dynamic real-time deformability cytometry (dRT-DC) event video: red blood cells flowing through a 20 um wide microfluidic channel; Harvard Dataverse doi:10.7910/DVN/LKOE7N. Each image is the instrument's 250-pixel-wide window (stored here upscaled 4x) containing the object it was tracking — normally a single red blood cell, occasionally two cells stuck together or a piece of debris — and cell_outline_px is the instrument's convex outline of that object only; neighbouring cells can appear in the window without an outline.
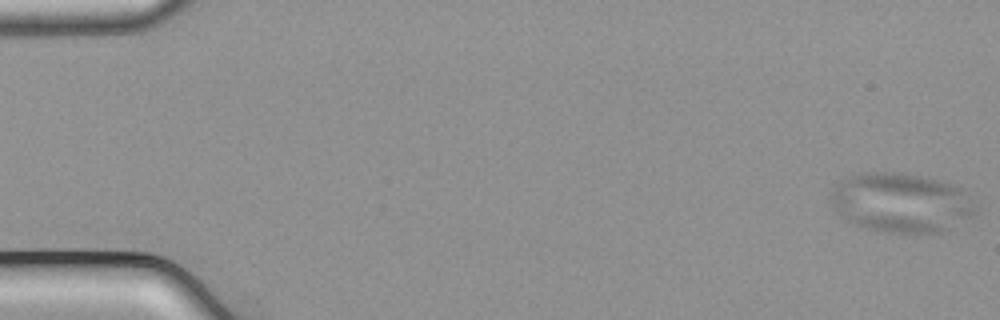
{"species": "common noctule bat (a hibernating species)", "species_latin": "Nyctalus noctula", "temperature_condition": "cold", "stored_images_in_passage": 54, "camera_frame_rate_fps": 3000, "um_per_image_px": 0.085, "animal": {"sex": "male", "body_mass_g": 21.5, "forearm_length_mm": 52.0}, "frame": {"image": 1, "passage_image": 1, "time_ms": 0.0, "image_size_px": [1000, 320], "cell_outline_px": [[976, 212], [948, 228], [940, 232], [928, 236], [904, 236], [880, 232], [856, 224], [848, 220], [832, 204], [832, 192], [836, 184], [840, 180], [852, 176], [872, 172], [904, 172], [936, 180], [960, 188], [968, 196]], "centroid_in_image_um": [76.59, 17.28], "position_along_channel_um": 8.4, "area_um2": 49.94}}
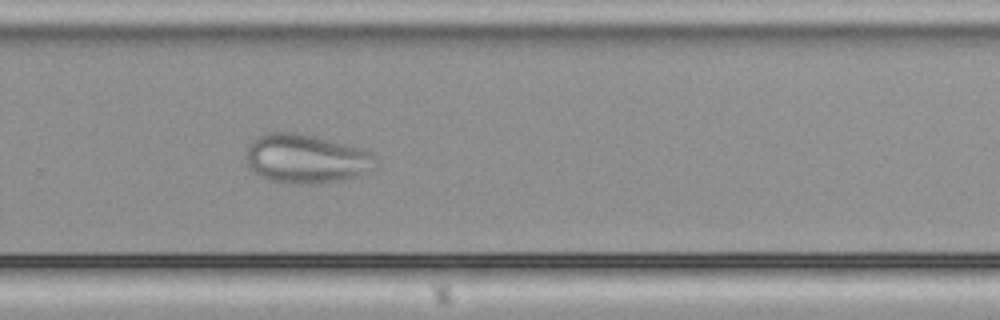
{"frame": {"image": 2, "passage_image": 37, "time_ms": 12.0, "image_size_px": [1000, 320], "cell_outline_px": [[380, 156], [372, 172], [344, 180], [316, 184], [288, 184], [268, 180], [256, 176], [248, 168], [244, 156], [248, 144], [256, 136], [264, 132], [296, 132], [348, 144], [364, 148]], "centroid_in_image_um": [26.02, 13.5], "position_along_channel_um": 303.8, "area_um2": 38.49}}
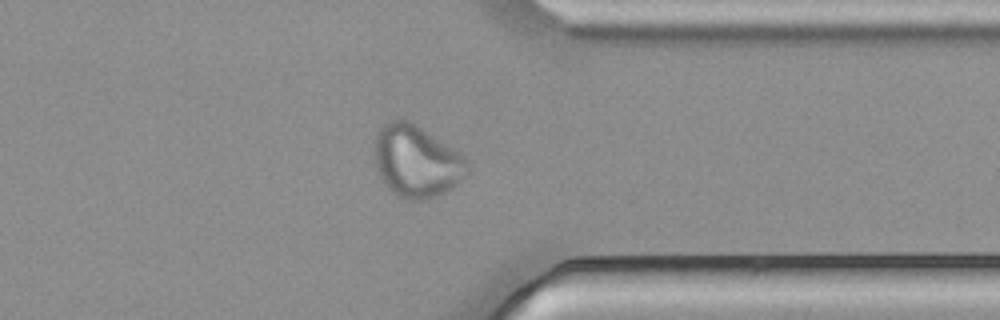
{"frame": {"image": 3, "passage_image": 43, "time_ms": 14.0, "image_size_px": [1000, 320], "cell_outline_px": [[468, 172], [452, 188], [436, 196], [424, 200], [404, 200], [396, 196], [384, 184], [376, 168], [376, 132], [388, 120], [396, 116], [408, 120], [416, 124], [460, 152], [468, 160]], "centroid_in_image_um": [35.39, 13.69], "position_along_channel_um": 376.0, "area_um2": 39.25}}